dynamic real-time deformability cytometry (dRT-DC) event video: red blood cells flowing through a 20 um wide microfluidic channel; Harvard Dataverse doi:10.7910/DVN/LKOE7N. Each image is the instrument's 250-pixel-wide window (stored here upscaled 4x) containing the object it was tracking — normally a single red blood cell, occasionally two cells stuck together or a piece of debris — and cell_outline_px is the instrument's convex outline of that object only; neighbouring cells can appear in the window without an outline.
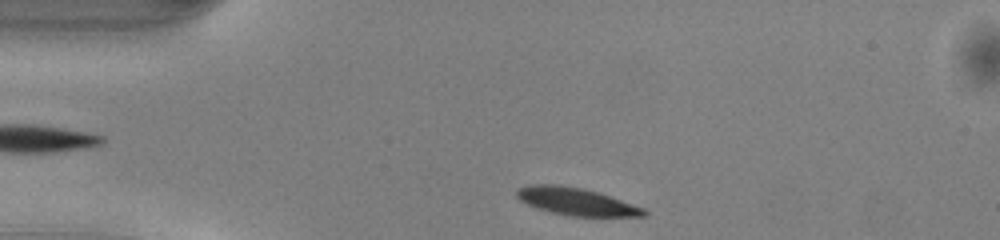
{"species": "common noctule bat (a hibernating species)", "species_latin": "Nyctalus noctula", "temperature_condition": "warm", "stored_images_in_passage": 41, "camera_frame_rate_fps": 3000, "um_per_image_px": 0.085, "animal": {"sex": "male", "body_mass_g": 13.0, "forearm_length_mm": 53.1}, "frame": {"image": 1, "passage_image": 1, "time_ms": 0.0, "image_size_px": [1000, 240], "cell_outline_px": [[648, 212], [644, 216], [568, 216], [536, 208], [520, 200], [516, 196], [516, 192], [520, 188], [532, 184], [556, 184], [580, 188], [596, 192], [644, 208]], "centroid_in_image_um": [48.95, 17.13], "position_along_channel_um": 36.1, "area_um2": 19.94}}
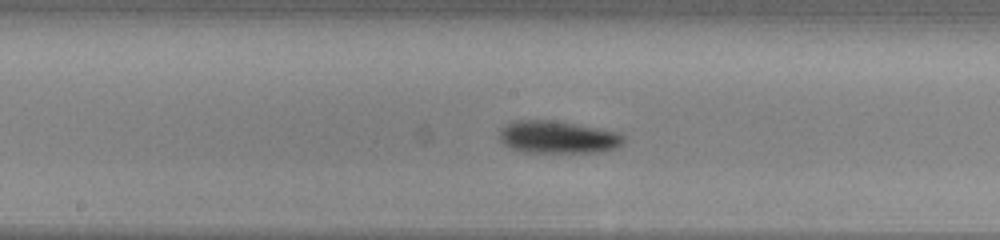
{"frame": {"image": 2, "passage_image": 16, "time_ms": 5.0, "image_size_px": [1000, 240], "cell_outline_px": [[624, 144], [616, 148], [604, 152], [524, 152], [512, 148], [504, 144], [500, 140], [500, 132], [504, 124], [512, 120], [556, 120], [616, 132], [624, 136]], "centroid_in_image_um": [47.41, 11.65], "position_along_channel_um": 200.8, "area_um2": 23.58}}
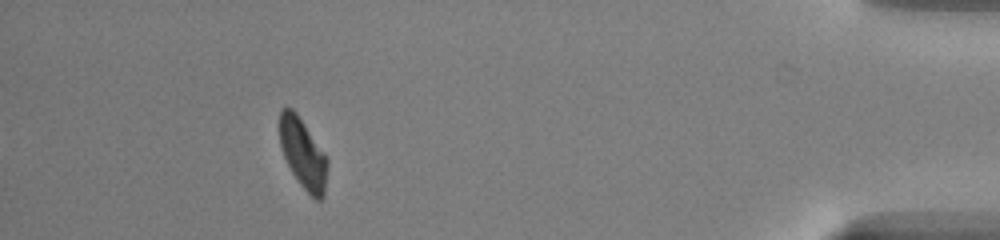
{"frame": {"image": 3, "passage_image": 36, "time_ms": 11.667, "image_size_px": [1000, 240], "cell_outline_px": [[328, 168], [324, 196], [320, 200], [316, 200], [300, 184], [292, 172], [284, 156], [280, 144], [280, 108], [292, 108], [296, 112], [324, 152], [328, 160]], "centroid_in_image_um": [25.77, 13.06], "position_along_channel_um": 409.4, "area_um2": 19.31}, "authors_computed_cell_mechanics": {"area_um2": 21.7328, "velocity_mm_per_s": 4.0501, "shape_relaxation_time_tau1_ms": 2.1864, "shape_relaxation_time_tau2_ms": 4.8468, "deformation_change_tau1": 0.1, "deformation_change_tau2": 0.1087}}